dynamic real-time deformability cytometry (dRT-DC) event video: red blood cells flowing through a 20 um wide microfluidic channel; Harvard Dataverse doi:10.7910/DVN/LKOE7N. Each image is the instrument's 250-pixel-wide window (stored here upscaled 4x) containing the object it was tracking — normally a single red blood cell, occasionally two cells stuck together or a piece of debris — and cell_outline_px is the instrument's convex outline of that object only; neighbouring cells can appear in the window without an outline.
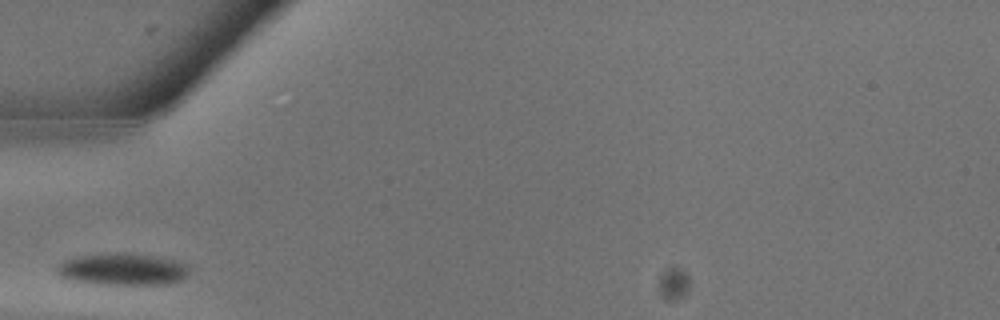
{"species": "common noctule bat (a hibernating species)", "species_latin": "Nyctalus noctula", "temperature_condition": "warm", "stored_images_in_passage": 2, "camera_frame_rate_fps": 3000, "um_per_image_px": 0.085, "animal": {"sex": "male", "body_mass_g": 13.3}, "frame": {"image": 1, "passage_image": 1, "time_ms": 0.0, "image_size_px": [1000, 320], "cell_outline_px": [[188, 272], [180, 280], [172, 284], [92, 284], [64, 280], [56, 272], [56, 268], [64, 260], [80, 256], [116, 252], [124, 252], [156, 256], [188, 264]], "centroid_in_image_um": [10.37, 22.89], "position_along_channel_um": 74.6, "area_um2": 24.85}}